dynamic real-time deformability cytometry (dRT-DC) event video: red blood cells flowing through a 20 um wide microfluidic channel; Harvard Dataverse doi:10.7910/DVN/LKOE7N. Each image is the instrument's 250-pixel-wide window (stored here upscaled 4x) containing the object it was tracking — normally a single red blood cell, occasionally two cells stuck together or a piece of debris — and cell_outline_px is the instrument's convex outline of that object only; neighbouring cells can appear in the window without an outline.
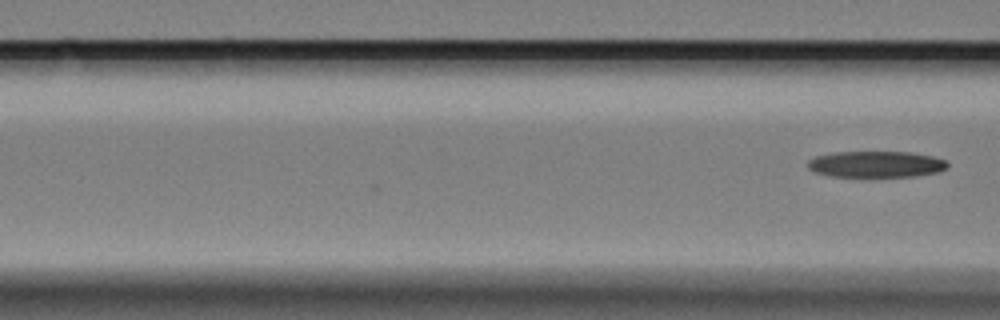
{"species": "Egyptian fruit bat (a non-hibernating species)", "species_latin": "Rousettus aegyptiacus", "temperature_condition": "cold", "stored_images_in_passage": 7, "camera_frame_rate_fps": 3000, "um_per_image_px": 0.085, "animal": {"sex": "female"}, "frame": {"image": 1, "passage_image": 7, "time_ms": 2.0, "image_size_px": [1000, 320], "cell_outline_px": [[948, 168], [940, 172], [916, 176], [868, 180], [828, 176], [812, 172], [808, 168], [808, 160], [816, 156], [836, 152], [908, 152], [932, 156], [944, 160], [948, 164]], "centroid_in_image_um": [74.43, 14.03], "position_along_channel_um": 92.2, "area_um2": 22.66}}